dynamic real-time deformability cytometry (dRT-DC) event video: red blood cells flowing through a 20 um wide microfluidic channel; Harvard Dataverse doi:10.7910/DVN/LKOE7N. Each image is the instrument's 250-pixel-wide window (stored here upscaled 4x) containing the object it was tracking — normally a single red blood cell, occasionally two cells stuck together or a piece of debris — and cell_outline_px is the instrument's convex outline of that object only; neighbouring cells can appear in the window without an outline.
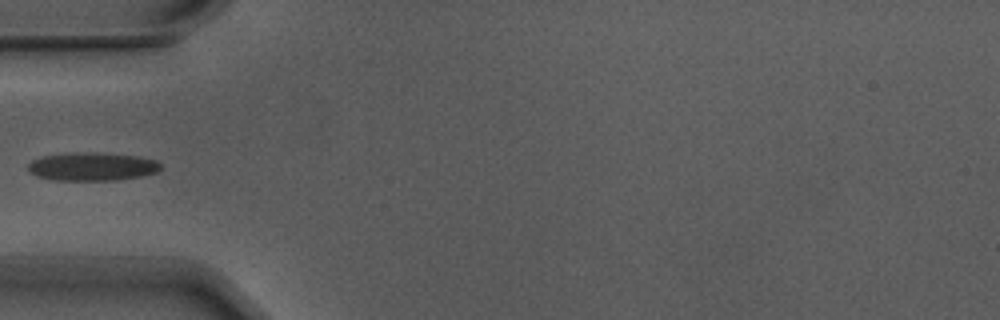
{"species": "Egyptian fruit bat (a non-hibernating species)", "species_latin": "Rousettus aegyptiacus", "temperature_condition": "warm", "stored_images_in_passage": 3, "camera_frame_rate_fps": 3000, "um_per_image_px": 0.085, "animal": {"sex": "male"}, "frame": {"image": 1, "passage_image": 2, "time_ms": 0.333, "image_size_px": [1000, 320], "cell_outline_px": [[160, 168], [156, 172], [140, 176], [116, 180], [52, 180], [36, 176], [28, 172], [28, 164], [32, 160], [44, 156], [84, 152], [92, 152], [136, 156], [156, 160], [160, 164]], "centroid_in_image_um": [7.8, 14.17], "position_along_channel_um": 77.2, "area_um2": 21.62}}